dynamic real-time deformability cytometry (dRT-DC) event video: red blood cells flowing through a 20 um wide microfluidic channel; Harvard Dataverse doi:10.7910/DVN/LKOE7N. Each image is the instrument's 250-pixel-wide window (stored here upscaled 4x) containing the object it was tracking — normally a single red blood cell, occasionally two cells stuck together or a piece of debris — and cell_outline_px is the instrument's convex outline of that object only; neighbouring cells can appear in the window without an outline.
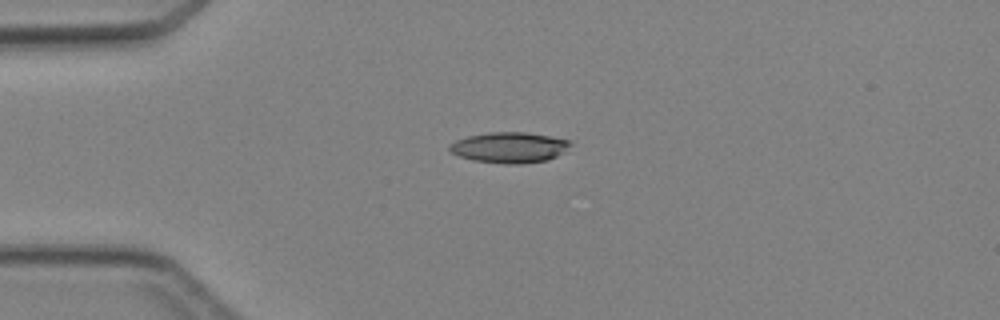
{"species": "Egyptian fruit bat (a non-hibernating species)", "species_latin": "Rousettus aegyptiacus", "temperature_condition": "cold", "stored_images_in_passage": 3, "camera_frame_rate_fps": 3000, "um_per_image_px": 0.085, "animal": {"sex": "female"}, "frame": {"image": 1, "passage_image": 2, "time_ms": 1.333, "image_size_px": [1000, 320], "cell_outline_px": [[572, 144], [564, 152], [548, 160], [520, 164], [504, 164], [472, 160], [460, 156], [452, 152], [448, 148], [448, 144], [456, 140], [468, 136], [488, 132], [524, 132], [572, 140]], "centroid_in_image_um": [43.3, 12.53], "position_along_channel_um": 41.7, "area_um2": 21.68}}